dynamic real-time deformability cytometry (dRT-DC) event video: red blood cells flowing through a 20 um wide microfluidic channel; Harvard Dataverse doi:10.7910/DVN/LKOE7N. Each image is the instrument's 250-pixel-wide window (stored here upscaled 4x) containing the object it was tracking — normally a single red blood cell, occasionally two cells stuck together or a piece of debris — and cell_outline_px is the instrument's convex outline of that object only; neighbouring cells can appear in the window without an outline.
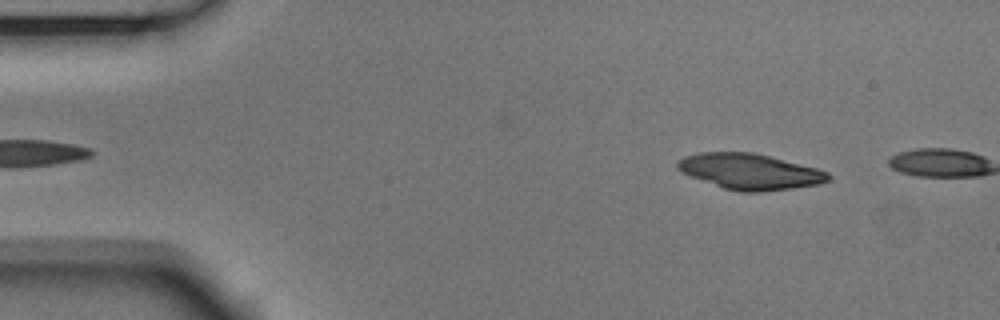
{"species": "Egyptian fruit bat (a non-hibernating species)", "species_latin": "Rousettus aegyptiacus", "temperature_condition": "room temperature", "stored_images_in_passage": 7, "camera_frame_rate_fps": 3000, "um_per_image_px": 0.085, "animal": {"sex": "male"}, "frame": {"image": 1, "passage_image": 5, "time_ms": 1.333, "image_size_px": [1000, 320], "cell_outline_px": [[832, 176], [828, 180], [820, 184], [792, 188], [760, 192], [740, 192], [724, 188], [680, 172], [676, 168], [676, 160], [684, 156], [700, 152], [752, 152], [816, 168], [828, 172]], "centroid_in_image_um": [63.7, 14.58], "position_along_channel_um": 21.3, "area_um2": 31.27}}